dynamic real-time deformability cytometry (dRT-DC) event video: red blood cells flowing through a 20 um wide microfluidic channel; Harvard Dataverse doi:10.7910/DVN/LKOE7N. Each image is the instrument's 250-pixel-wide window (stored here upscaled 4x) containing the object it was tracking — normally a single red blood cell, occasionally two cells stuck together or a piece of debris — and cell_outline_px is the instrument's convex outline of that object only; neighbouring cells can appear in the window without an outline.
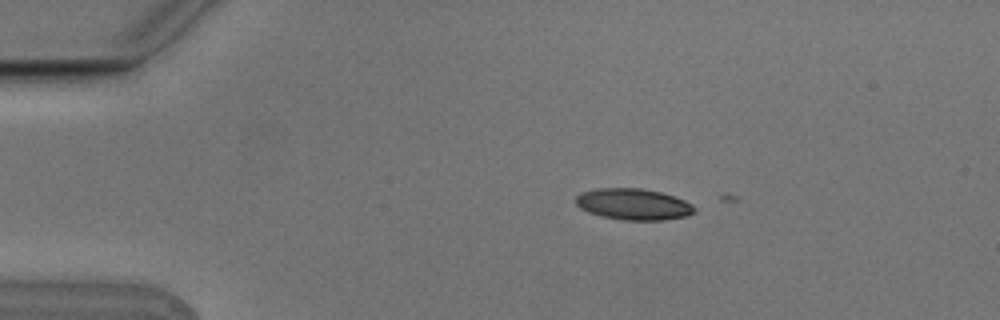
{"species": "Egyptian fruit bat (a non-hibernating species)", "species_latin": "Rousettus aegyptiacus", "temperature_condition": "cold", "stored_images_in_passage": 2, "camera_frame_rate_fps": 3000, "um_per_image_px": 0.085, "animal": {"sex": "male"}, "frame": {"image": 1, "passage_image": 2, "time_ms": 0.333, "image_size_px": [1000, 320], "cell_outline_px": [[696, 212], [688, 216], [664, 220], [624, 220], [604, 216], [588, 212], [580, 208], [576, 204], [576, 196], [580, 192], [600, 188], [640, 188], [660, 192], [684, 200], [692, 204], [696, 208]], "centroid_in_image_um": [53.86, 17.36], "position_along_channel_um": 31.1, "area_um2": 21.62}}